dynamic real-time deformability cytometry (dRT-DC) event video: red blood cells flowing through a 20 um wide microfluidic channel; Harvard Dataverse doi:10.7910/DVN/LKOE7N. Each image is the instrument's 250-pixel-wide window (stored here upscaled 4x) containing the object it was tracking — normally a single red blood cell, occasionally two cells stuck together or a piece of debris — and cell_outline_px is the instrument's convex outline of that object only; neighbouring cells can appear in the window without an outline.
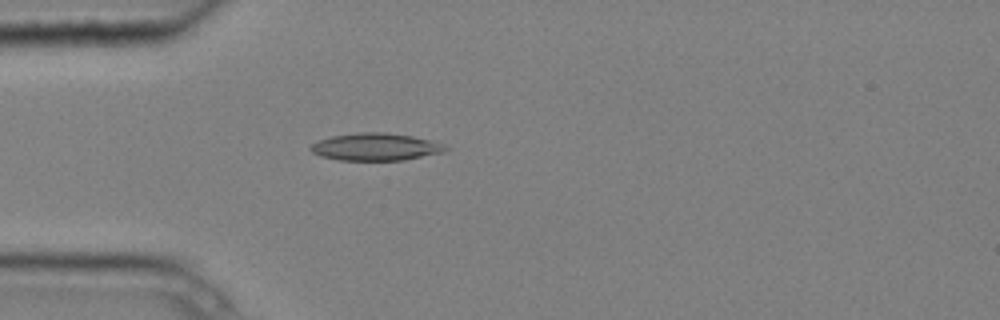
{"species": "common noctule bat (a hibernating species)", "species_latin": "Nyctalus noctula", "temperature_condition": "cold", "stored_images_in_passage": 1, "camera_frame_rate_fps": 3000, "um_per_image_px": 0.085, "animal": {"sex": "male", "body_mass_g": 20.4}, "frame": {"image": 1, "passage_image": 1, "time_ms": 0.0, "image_size_px": [1000, 320], "cell_outline_px": [[448, 148], [444, 152], [404, 160], [340, 160], [320, 156], [312, 152], [308, 148], [312, 144], [320, 140], [332, 136], [360, 132], [384, 132], [412, 136], [444, 144]], "centroid_in_image_um": [31.92, 12.49], "position_along_channel_um": 53.1, "area_um2": 21.39}}